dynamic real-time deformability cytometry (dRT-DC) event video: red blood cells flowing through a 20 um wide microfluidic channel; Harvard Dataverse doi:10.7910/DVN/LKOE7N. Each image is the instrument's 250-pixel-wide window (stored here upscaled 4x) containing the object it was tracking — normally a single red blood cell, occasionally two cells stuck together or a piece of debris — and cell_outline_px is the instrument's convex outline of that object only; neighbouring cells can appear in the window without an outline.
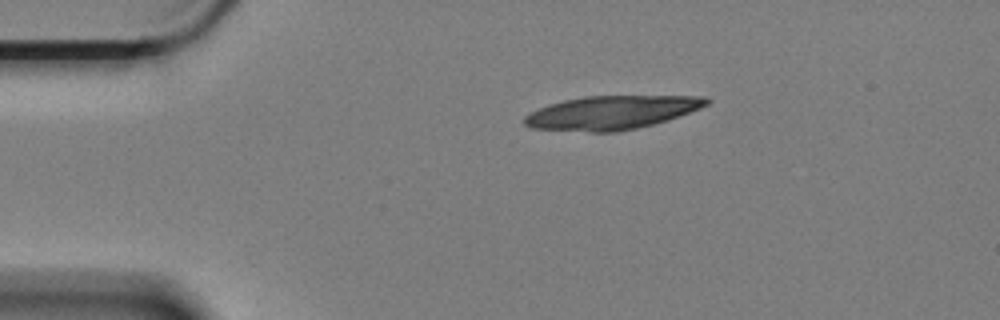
{"species": "Egyptian fruit bat (a non-hibernating species)", "species_latin": "Rousettus aegyptiacus", "temperature_condition": "cold", "stored_images_in_passage": 32, "camera_frame_rate_fps": 3000, "um_per_image_px": 0.085, "animal": {"sex": "female"}, "frame": {"image": 1, "passage_image": 1, "time_ms": 0.0, "image_size_px": [1000, 320], "cell_outline_px": [[712, 100], [708, 104], [700, 108], [668, 120], [636, 128], [616, 132], [592, 132], [532, 128], [524, 124], [524, 116], [548, 104], [564, 100], [584, 96], [704, 96]], "centroid_in_image_um": [51.99, 9.56], "position_along_channel_um": 33.0, "area_um2": 35.49}}
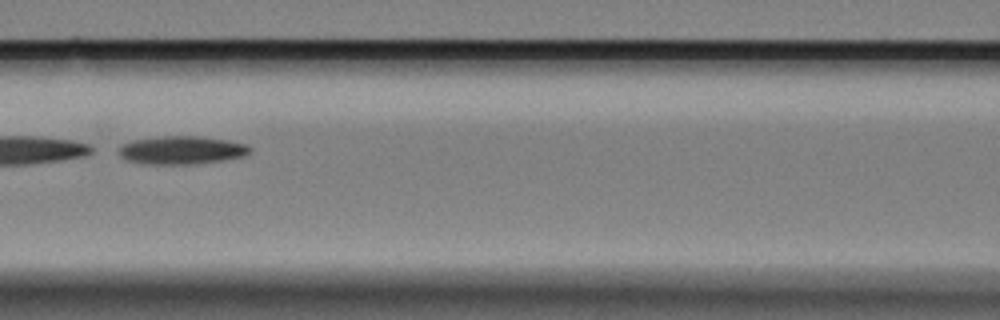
{"frame": {"image": 2, "passage_image": 16, "time_ms": 5.0, "image_size_px": [1000, 320], "cell_outline_px": [[252, 152], [244, 156], [224, 160], [196, 164], [144, 164], [128, 160], [120, 156], [120, 148], [124, 144], [136, 140], [164, 136], [200, 136], [228, 140], [244, 144], [252, 148]], "centroid_in_image_um": [15.51, 12.77], "position_along_channel_um": 151.1, "area_um2": 21.39}}
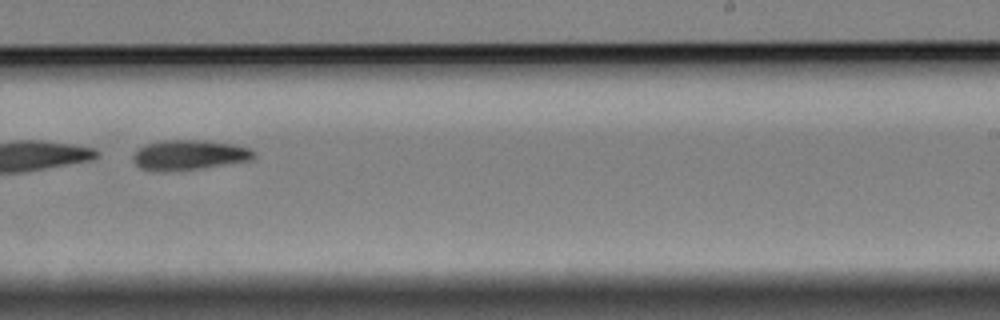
{"frame": {"image": 3, "passage_image": 27, "time_ms": 8.667, "image_size_px": [1000, 320], "cell_outline_px": [[256, 156], [252, 160], [200, 168], [140, 168], [132, 160], [132, 156], [136, 148], [144, 144], [164, 140], [208, 140], [232, 144], [248, 148], [256, 152]], "centroid_in_image_um": [16.12, 13.11], "position_along_channel_um": 272.9, "area_um2": 20.46}}